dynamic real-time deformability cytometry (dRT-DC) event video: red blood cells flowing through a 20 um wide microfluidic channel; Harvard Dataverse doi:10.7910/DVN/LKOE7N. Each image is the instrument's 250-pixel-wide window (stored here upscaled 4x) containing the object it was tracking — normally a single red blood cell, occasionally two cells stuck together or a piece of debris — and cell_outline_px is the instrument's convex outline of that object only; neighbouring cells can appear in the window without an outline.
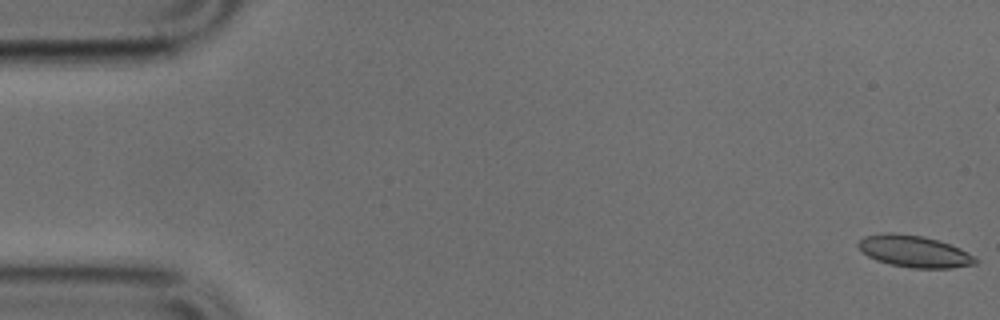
{"species": "common noctule bat (a hibernating species)", "species_latin": "Nyctalus noctula", "temperature_condition": "cold", "stored_images_in_passage": 8, "camera_frame_rate_fps": 3000, "um_per_image_px": 0.085, "animal": {"sex": "male", "body_mass_g": 17.9, "forearm_length_mm": 54.2}, "frame": {"image": 1, "passage_image": 1, "time_ms": 0.0, "image_size_px": [1000, 320], "cell_outline_px": [[980, 260], [976, 264], [952, 268], [912, 268], [892, 264], [876, 260], [868, 256], [856, 244], [864, 236], [888, 232], [896, 232], [924, 236], [960, 248], [968, 252]], "centroid_in_image_um": [77.73, 21.36], "position_along_channel_um": 7.3, "area_um2": 21.68}}